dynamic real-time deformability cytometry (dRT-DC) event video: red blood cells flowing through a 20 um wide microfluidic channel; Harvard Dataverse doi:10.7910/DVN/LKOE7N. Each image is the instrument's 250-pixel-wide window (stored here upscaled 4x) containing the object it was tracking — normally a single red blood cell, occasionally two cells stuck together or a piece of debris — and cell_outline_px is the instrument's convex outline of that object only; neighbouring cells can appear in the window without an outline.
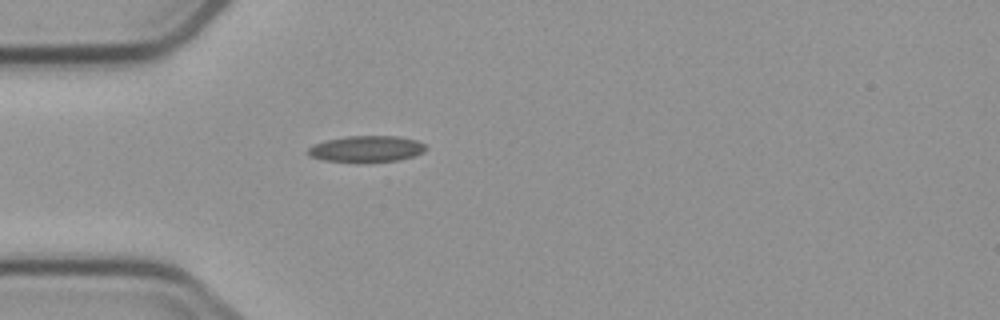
{"species": "common noctule bat (a hibernating species)", "species_latin": "Nyctalus noctula", "temperature_condition": "cold", "stored_images_in_passage": 5, "camera_frame_rate_fps": 3000, "um_per_image_px": 0.085, "animal": {"sex": "male", "body_mass_g": 23.1, "forearm_length_mm": 52.7}, "frame": {"image": 1, "passage_image": 5, "time_ms": 5.0, "image_size_px": [1000, 320], "cell_outline_px": [[428, 148], [424, 152], [400, 160], [324, 160], [312, 156], [308, 152], [308, 148], [312, 144], [328, 140], [348, 136], [396, 136], [416, 140], [424, 144]], "centroid_in_image_um": [31.19, 12.62], "position_along_channel_um": 53.8, "area_um2": 17.28}}